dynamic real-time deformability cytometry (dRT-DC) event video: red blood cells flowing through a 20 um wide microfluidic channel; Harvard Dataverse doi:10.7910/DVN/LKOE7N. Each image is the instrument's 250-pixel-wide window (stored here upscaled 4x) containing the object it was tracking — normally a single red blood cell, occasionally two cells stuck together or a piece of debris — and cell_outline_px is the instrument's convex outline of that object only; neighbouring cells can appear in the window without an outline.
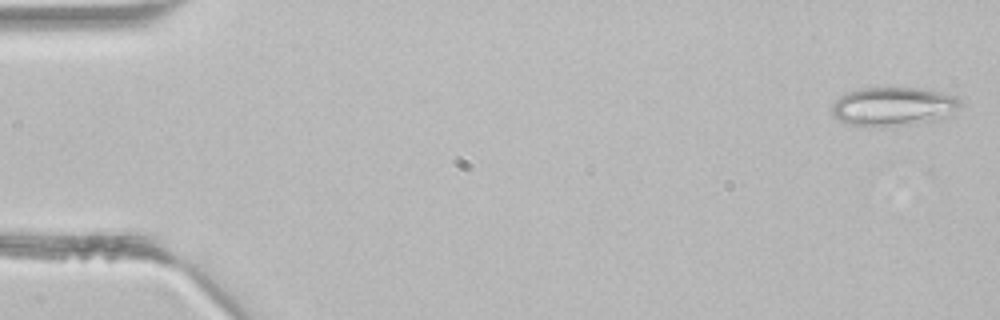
{"species": "common noctule bat (a hibernating species)", "species_latin": "Nyctalus noctula", "temperature_condition": "room temperature", "stored_images_in_passage": 3, "camera_frame_rate_fps": 3000, "um_per_image_px": 0.085, "animal": {"sex": "male", "body_mass_g": 21.5, "forearm_length_mm": 52.0}, "frame": {"image": 1, "passage_image": 1, "time_ms": 0.0, "image_size_px": [1000, 320], "cell_outline_px": [[964, 104], [940, 120], [888, 128], [868, 128], [848, 124], [832, 116], [832, 104], [840, 96], [848, 92], [860, 88], [920, 88], [940, 92], [956, 96]], "centroid_in_image_um": [75.92, 9.09], "position_along_channel_um": 9.1, "area_um2": 29.77}}